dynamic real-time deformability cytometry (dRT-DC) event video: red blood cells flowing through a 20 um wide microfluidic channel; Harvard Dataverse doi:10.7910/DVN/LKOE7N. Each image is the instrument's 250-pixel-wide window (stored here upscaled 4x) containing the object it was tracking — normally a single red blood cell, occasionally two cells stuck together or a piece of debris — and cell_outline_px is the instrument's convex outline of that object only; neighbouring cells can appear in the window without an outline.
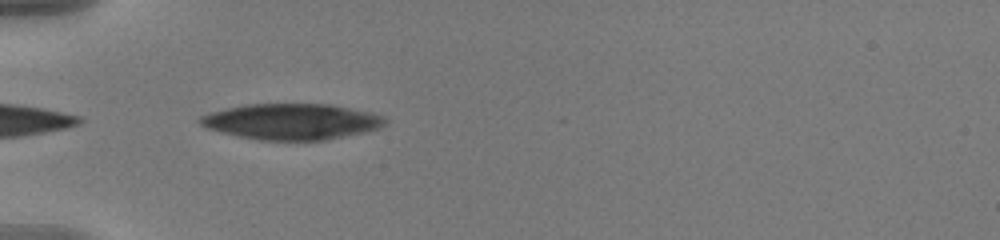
{"species": "human", "species_latin": "Homo sapiens", "temperature_condition": "warm", "stored_images_in_passage": 38, "camera_frame_rate_fps": 3000, "um_per_image_px": 0.085, "donor": {"sex": "male"}, "frame": {"image": 1, "passage_image": 1, "time_ms": 0.0, "image_size_px": [1000, 240], "cell_outline_px": [[388, 120], [384, 124], [376, 128], [364, 132], [324, 140], [260, 140], [236, 136], [220, 132], [208, 128], [200, 124], [196, 120], [200, 116], [208, 112], [244, 104], [332, 104], [372, 112], [384, 116]], "centroid_in_image_um": [24.75, 10.32], "position_along_channel_um": 60.3, "area_um2": 38.9}}
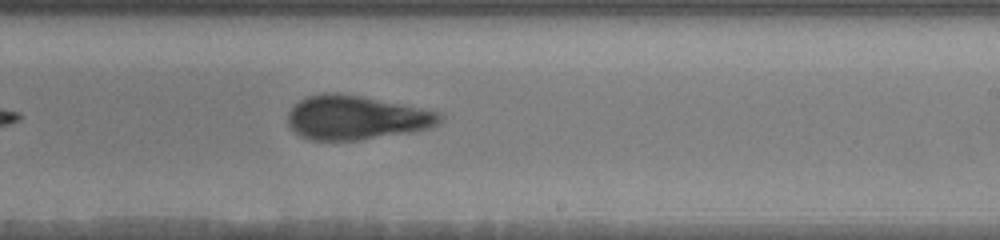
{"frame": {"image": 2, "passage_image": 18, "time_ms": 5.667, "image_size_px": [1000, 240], "cell_outline_px": [[444, 116], [436, 124], [428, 128], [408, 132], [360, 140], [312, 140], [300, 136], [288, 124], [288, 112], [300, 100], [308, 96], [324, 92], [336, 92], [360, 96], [440, 112]], "centroid_in_image_um": [30.24, 9.99], "position_along_channel_um": 258.8, "area_um2": 38.55}}
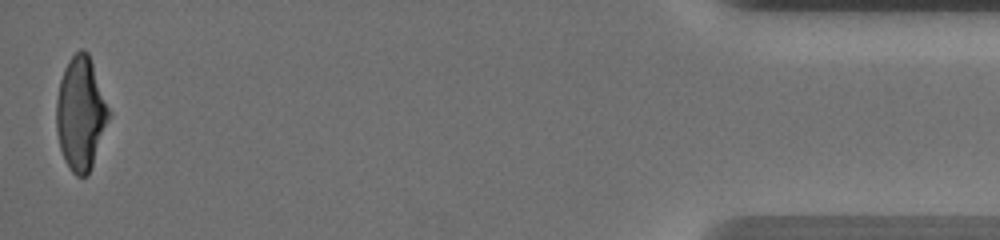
{"frame": {"image": 3, "passage_image": 38, "time_ms": 12.333, "image_size_px": [1000, 240], "cell_outline_px": [[112, 112], [88, 176], [76, 176], [72, 172], [60, 148], [56, 128], [56, 100], [60, 80], [64, 68], [68, 60], [80, 48], [84, 48], [88, 52]], "centroid_in_image_um": [6.88, 9.61], "position_along_channel_um": 428.3, "area_um2": 34.8}, "authors_computed_cell_mechanics": {"area_um2": 38.3503, "velocity_mm_per_s": 3.6592, "shape_relaxation_time_tau1_ms": 4.8034, "shape_relaxation_time_tau2_ms": 1.84, "deformation_change_tau1": 0.1954, "deformation_change_tau2": 0.0881}}